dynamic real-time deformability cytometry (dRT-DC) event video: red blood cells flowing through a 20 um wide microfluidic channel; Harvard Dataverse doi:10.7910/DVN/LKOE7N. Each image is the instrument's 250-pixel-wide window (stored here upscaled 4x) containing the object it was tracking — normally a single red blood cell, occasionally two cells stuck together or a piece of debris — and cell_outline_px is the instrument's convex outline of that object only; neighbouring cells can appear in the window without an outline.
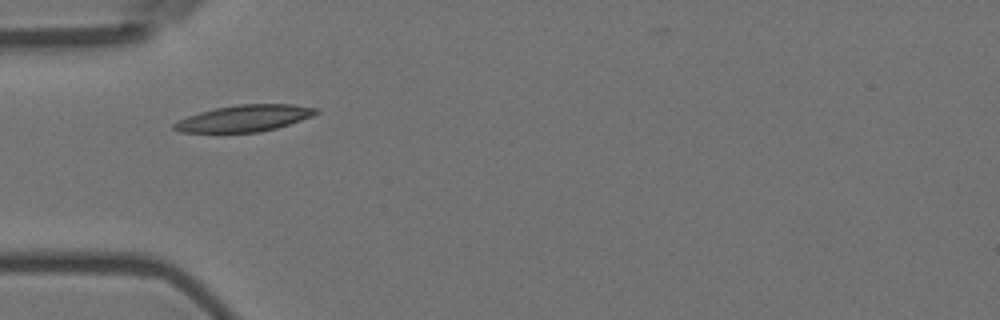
{"species": "Egyptian fruit bat (a non-hibernating species)", "species_latin": "Rousettus aegyptiacus", "temperature_condition": "room temperature", "stored_images_in_passage": 40, "camera_frame_rate_fps": 3000, "um_per_image_px": 0.085, "animal": {"sex": "female"}, "frame": {"image": 1, "passage_image": 1, "time_ms": 0.0, "image_size_px": [1000, 320], "cell_outline_px": [[320, 112], [312, 116], [276, 128], [260, 132], [180, 132], [172, 128], [172, 124], [188, 116], [200, 112], [216, 108], [236, 104], [292, 104], [320, 108]], "centroid_in_image_um": [20.8, 10.04], "position_along_channel_um": 64.2, "area_um2": 21.85}}
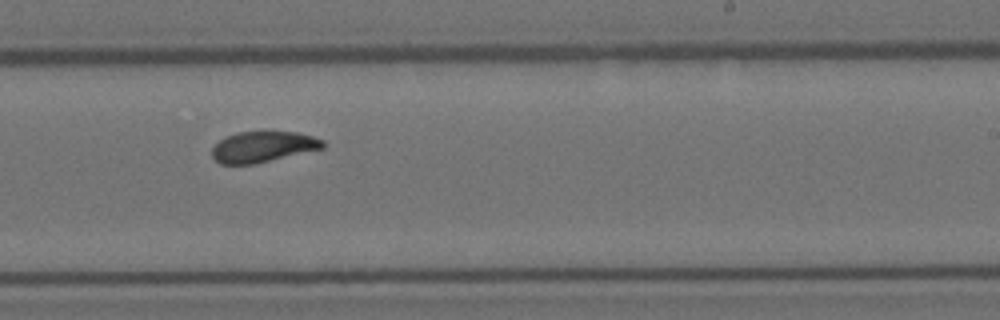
{"frame": {"image": 2, "passage_image": 18, "time_ms": 5.667, "image_size_px": [1000, 320], "cell_outline_px": [[324, 148], [252, 164], [220, 164], [212, 156], [212, 148], [224, 136], [236, 132], [264, 128], [272, 128], [296, 132], [312, 136], [324, 140]], "centroid_in_image_um": [22.34, 12.4], "position_along_channel_um": 266.7, "area_um2": 20.69}}
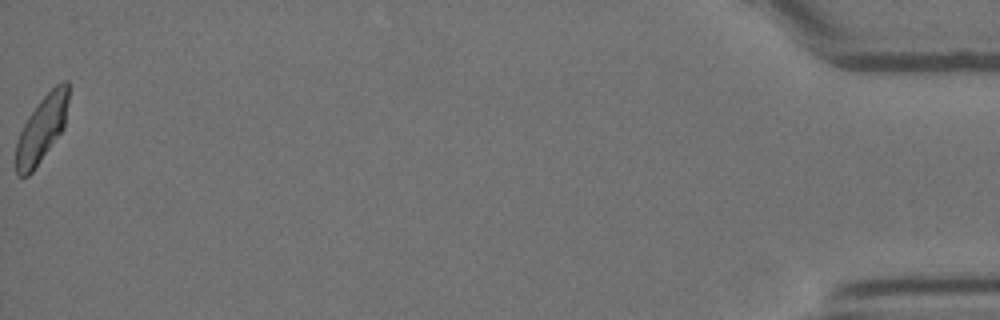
{"frame": {"image": 3, "passage_image": 40, "time_ms": 13.0, "image_size_px": [1000, 320], "cell_outline_px": [[68, 100], [64, 128], [32, 172], [28, 176], [16, 176], [16, 144], [20, 132], [28, 116], [40, 100], [56, 84], [64, 80], [68, 80]], "centroid_in_image_um": [3.54, 10.95], "position_along_channel_um": 431.7, "area_um2": 20.06}, "authors_computed_cell_mechanics": {"area_um2": 20.6057, "velocity_mm_per_s": 3.5931, "shape_relaxation_time_tau1_ms": 3.8085, "shape_relaxation_time_tau2_ms": 1.8411, "deformation_change_tau1": 0.1528, "deformation_change_tau2": 0.0632}}